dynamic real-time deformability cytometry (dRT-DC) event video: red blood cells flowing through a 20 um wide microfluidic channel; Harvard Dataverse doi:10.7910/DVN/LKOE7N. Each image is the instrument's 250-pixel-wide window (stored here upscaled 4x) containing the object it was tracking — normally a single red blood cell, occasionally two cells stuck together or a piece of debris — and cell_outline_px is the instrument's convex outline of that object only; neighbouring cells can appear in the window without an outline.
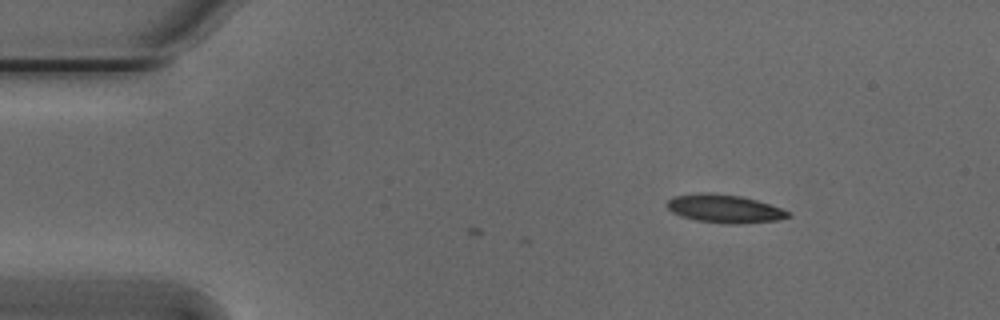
{"species": "Egyptian fruit bat (a non-hibernating species)", "species_latin": "Rousettus aegyptiacus", "temperature_condition": "cold", "stored_images_in_passage": 4, "camera_frame_rate_fps": 3000, "um_per_image_px": 0.085, "animal": {"sex": "male"}, "frame": {"image": 1, "passage_image": 4, "time_ms": 1.0, "image_size_px": [1000, 320], "cell_outline_px": [[792, 216], [776, 220], [736, 224], [732, 224], [696, 220], [680, 216], [672, 212], [664, 204], [672, 196], [696, 192], [708, 192], [740, 196], [756, 200], [792, 212]], "centroid_in_image_um": [61.53, 17.72], "position_along_channel_um": 23.5, "area_um2": 20.0}}